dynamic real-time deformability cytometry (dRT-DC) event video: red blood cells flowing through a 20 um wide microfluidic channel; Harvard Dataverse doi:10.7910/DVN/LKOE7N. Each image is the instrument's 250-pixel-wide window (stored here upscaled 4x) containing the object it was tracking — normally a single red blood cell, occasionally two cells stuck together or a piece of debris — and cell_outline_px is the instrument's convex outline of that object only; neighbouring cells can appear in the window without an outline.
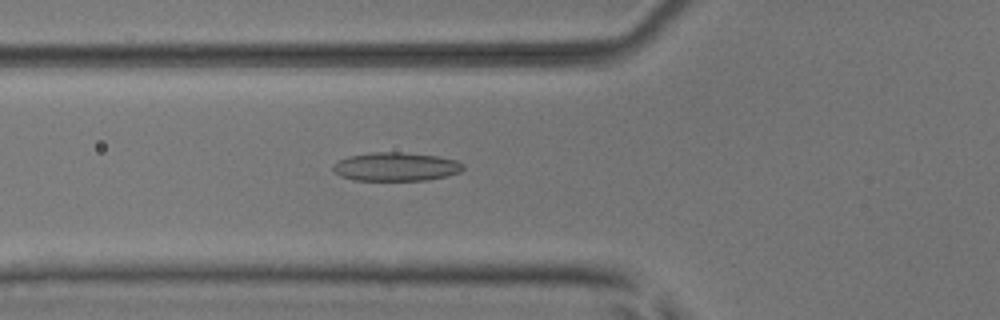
{"species": "common noctule bat (a hibernating species)", "species_latin": "Nyctalus noctula", "temperature_condition": "room temperature", "stored_images_in_passage": 51, "camera_frame_rate_fps": 3000, "um_per_image_px": 0.085, "animal": {"sex": "male", "body_mass_g": 17.9, "forearm_length_mm": 54.2}, "frame": {"image": 1, "passage_image": 18, "time_ms": 5.667, "image_size_px": [1000, 320], "cell_outline_px": [[464, 168], [460, 172], [448, 176], [428, 180], [352, 180], [340, 176], [332, 168], [332, 164], [336, 160], [348, 156], [372, 152], [400, 152], [440, 156], [456, 160], [464, 164]], "centroid_in_image_um": [33.65, 14.16], "position_along_channel_um": 92.2, "area_um2": 21.96}}
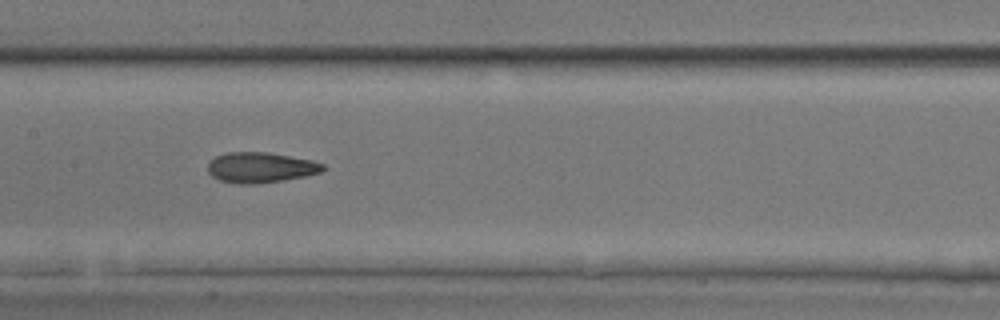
{"frame": {"image": 2, "passage_image": 25, "time_ms": 8.0, "image_size_px": [1000, 320], "cell_outline_px": [[324, 168], [320, 172], [304, 176], [256, 184], [240, 184], [220, 180], [212, 176], [208, 172], [208, 164], [216, 156], [228, 152], [268, 152], [312, 160], [324, 164]], "centroid_in_image_um": [22.13, 14.23], "position_along_channel_um": 185.3, "area_um2": 20.17}}
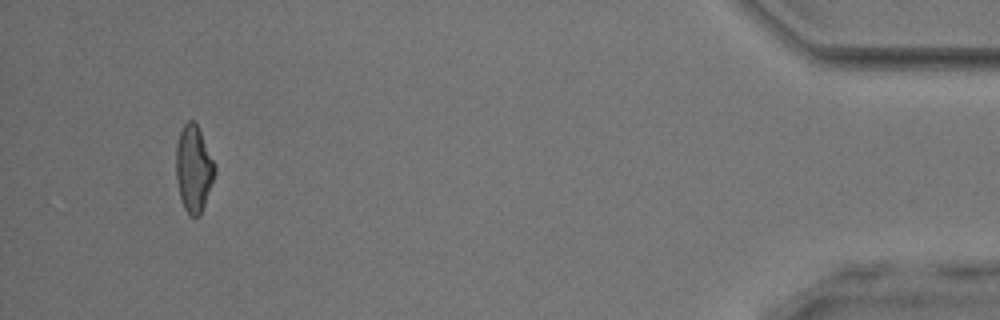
{"frame": {"image": 3, "passage_image": 48, "time_ms": 15.667, "image_size_px": [1000, 320], "cell_outline_px": [[216, 172], [200, 216], [188, 216], [180, 200], [176, 180], [176, 144], [180, 132], [184, 124], [188, 120], [192, 120], [196, 124], [216, 164]], "centroid_in_image_um": [16.45, 14.37], "position_along_channel_um": 418.7, "area_um2": 19.65}, "authors_computed_cell_mechanics": {"area_um2": 20.519, "velocity_mm_per_s": 3.9797, "shape_relaxation_time_tau1_ms": 7.5918, "shape_relaxation_time_tau2_ms": 3.2404, "deformation_change_tau1": 0.1737, "deformation_change_tau2": 0.1274}}